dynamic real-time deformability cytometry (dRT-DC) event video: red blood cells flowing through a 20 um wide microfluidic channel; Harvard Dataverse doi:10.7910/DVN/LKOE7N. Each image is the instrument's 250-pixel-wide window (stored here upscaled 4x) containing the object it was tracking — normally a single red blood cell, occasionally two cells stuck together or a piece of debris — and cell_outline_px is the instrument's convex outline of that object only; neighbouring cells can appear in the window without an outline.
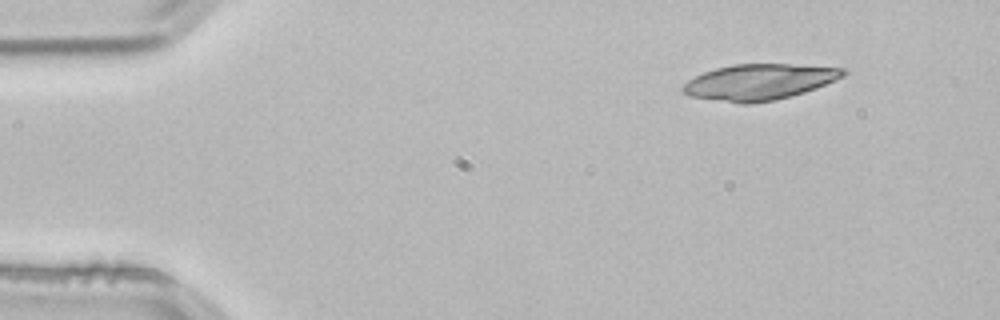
{"species": "common noctule bat (a hibernating species)", "species_latin": "Nyctalus noctula", "temperature_condition": "room temperature", "stored_images_in_passage": 47, "camera_frame_rate_fps": 3000, "um_per_image_px": 0.085, "animal": {"sex": "male", "body_mass_g": 21.5, "forearm_length_mm": 52.0}, "frame": {"image": 1, "passage_image": 1, "time_ms": 0.0, "image_size_px": [1000, 320], "cell_outline_px": [[848, 72], [844, 76], [836, 80], [816, 88], [792, 96], [776, 100], [752, 104], [740, 104], [692, 96], [680, 92], [680, 88], [688, 80], [704, 72], [716, 68], [732, 64], [788, 64], [844, 68]], "centroid_in_image_um": [64.54, 6.97], "position_along_channel_um": 20.5, "area_um2": 33.64}}
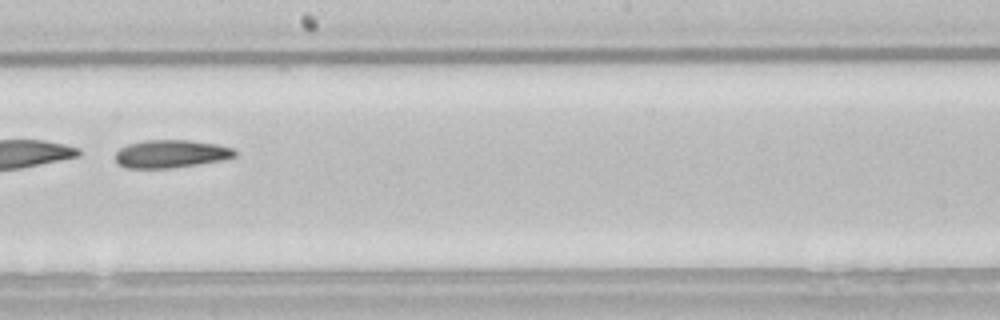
{"frame": {"image": 2, "passage_image": 25, "time_ms": 8.0, "image_size_px": [1000, 320], "cell_outline_px": [[236, 156], [220, 160], [172, 168], [128, 168], [120, 164], [116, 160], [116, 152], [120, 148], [128, 144], [144, 140], [188, 140], [216, 144], [232, 148], [236, 152]], "centroid_in_image_um": [14.51, 13.07], "position_along_channel_um": 233.7, "area_um2": 19.19}}